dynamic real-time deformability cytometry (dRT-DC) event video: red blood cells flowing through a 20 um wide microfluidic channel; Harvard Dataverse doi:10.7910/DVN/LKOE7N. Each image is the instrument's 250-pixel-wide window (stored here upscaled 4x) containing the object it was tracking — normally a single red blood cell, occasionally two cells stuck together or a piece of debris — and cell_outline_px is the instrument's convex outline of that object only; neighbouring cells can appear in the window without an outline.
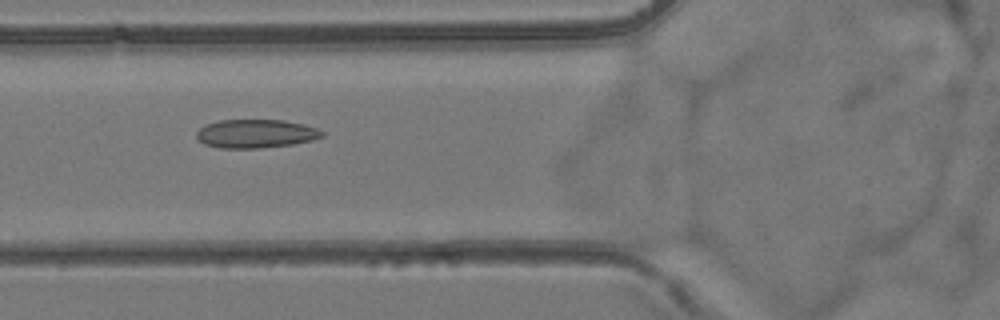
{"species": "common noctule bat (a hibernating species)", "species_latin": "Nyctalus noctula", "temperature_condition": "room temperature", "stored_images_in_passage": 7, "camera_frame_rate_fps": 3000, "um_per_image_px": 0.085, "animal": {"sex": "female", "body_mass_g": 24.6, "forearm_length_mm": 56.2}, "frame": {"image": 1, "passage_image": 5, "time_ms": 5.333, "image_size_px": [1000, 320], "cell_outline_px": [[324, 136], [312, 140], [292, 144], [260, 148], [220, 148], [204, 144], [196, 136], [196, 132], [204, 124], [220, 120], [284, 120], [304, 124], [316, 128], [324, 132]], "centroid_in_image_um": [21.73, 11.36], "position_along_channel_um": 104.1, "area_um2": 20.92}}
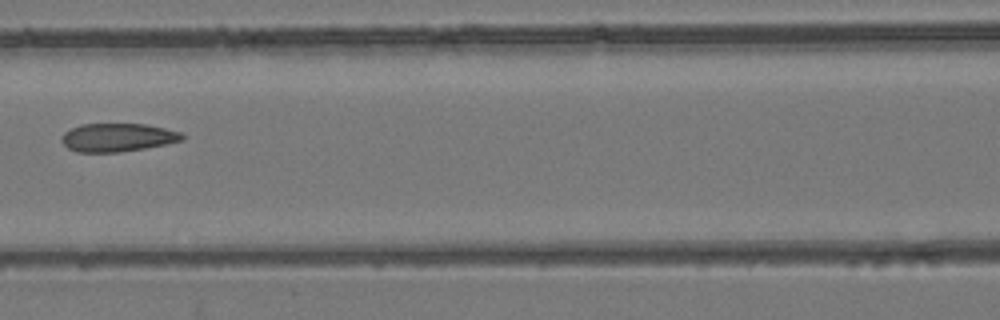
{"frame": {"image": 2, "passage_image": 6, "time_ms": 6.667, "image_size_px": [1000, 320], "cell_outline_px": [[184, 140], [144, 148], [120, 152], [76, 152], [68, 148], [60, 140], [60, 136], [64, 132], [80, 124], [144, 124], [164, 128], [180, 132], [184, 136]], "centroid_in_image_um": [9.95, 11.68], "position_along_channel_um": 156.6, "area_um2": 19.83}}
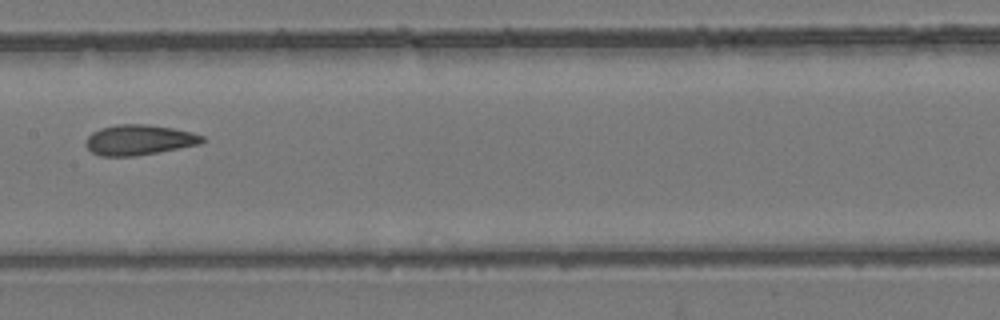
{"frame": {"image": 3, "passage_image": 7, "time_ms": 7.667, "image_size_px": [1000, 320], "cell_outline_px": [[204, 140], [200, 144], [160, 152], [136, 156], [100, 156], [92, 152], [84, 144], [84, 140], [92, 132], [100, 128], [116, 124], [144, 124], [172, 128], [192, 132], [204, 136]], "centroid_in_image_um": [11.79, 11.89], "position_along_channel_um": 195.6, "area_um2": 20.69}}